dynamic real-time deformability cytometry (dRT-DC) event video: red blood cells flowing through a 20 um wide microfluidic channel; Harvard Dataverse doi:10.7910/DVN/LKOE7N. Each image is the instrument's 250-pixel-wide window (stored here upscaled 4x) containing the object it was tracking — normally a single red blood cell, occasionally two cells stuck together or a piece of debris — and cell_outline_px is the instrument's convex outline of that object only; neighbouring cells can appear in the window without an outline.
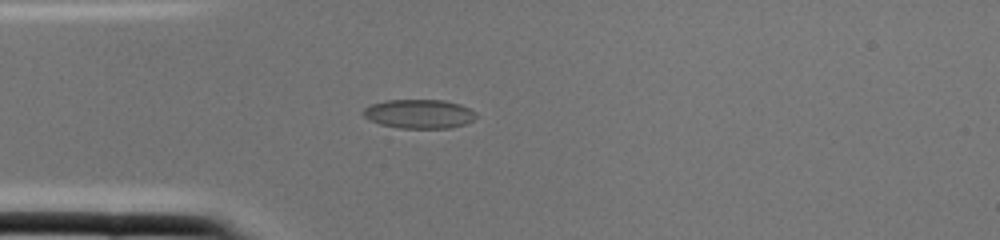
{"species": "common noctule bat (a hibernating species)", "species_latin": "Nyctalus noctula", "temperature_condition": "cold", "stored_images_in_passage": 2, "camera_frame_rate_fps": 3000, "um_per_image_px": 0.085, "animal": {"sex": "female", "body_mass_g": 22.0, "forearm_length_mm": 56.7}, "frame": {"image": 1, "passage_image": 2, "time_ms": 0.333, "image_size_px": [1000, 240], "cell_outline_px": [[476, 116], [472, 120], [464, 124], [452, 128], [400, 128], [380, 124], [368, 120], [360, 112], [368, 104], [388, 100], [444, 100], [460, 104], [476, 112]], "centroid_in_image_um": [35.58, 9.68], "position_along_channel_um": 49.4, "area_um2": 19.25}}